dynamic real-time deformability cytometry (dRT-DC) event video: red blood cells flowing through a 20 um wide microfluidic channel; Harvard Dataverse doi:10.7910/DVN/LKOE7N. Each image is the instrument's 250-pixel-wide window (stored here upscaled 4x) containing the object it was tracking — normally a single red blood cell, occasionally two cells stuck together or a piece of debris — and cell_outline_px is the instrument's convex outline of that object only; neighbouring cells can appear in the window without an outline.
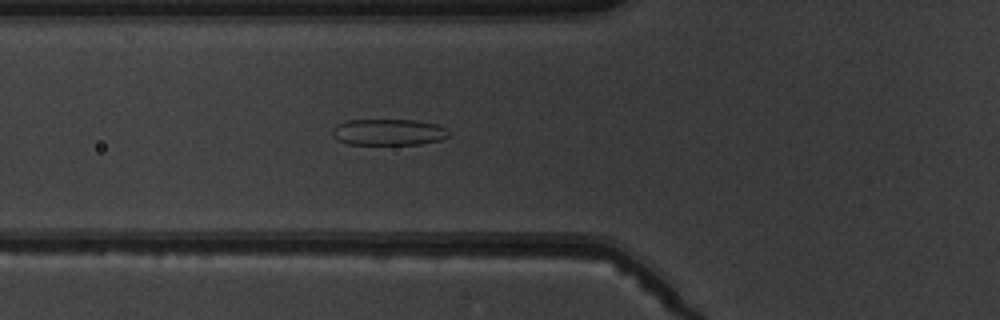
{"species": "common noctule bat (a hibernating species)", "species_latin": "Nyctalus noctula", "temperature_condition": "warm", "stored_images_in_passage": 3, "camera_frame_rate_fps": 3000, "um_per_image_px": 0.085, "animal": {"sex": "male", "body_mass_g": 19.5, "forearm_length_mm": 54.6}, "frame": {"image": 1, "passage_image": 3, "time_ms": 2.333, "image_size_px": [1000, 320], "cell_outline_px": [[452, 132], [448, 136], [440, 140], [420, 144], [348, 144], [336, 140], [332, 136], [332, 128], [336, 124], [348, 120], [416, 120], [436, 124]], "centroid_in_image_um": [32.99, 11.23], "position_along_channel_um": 92.8, "area_um2": 17.98}}